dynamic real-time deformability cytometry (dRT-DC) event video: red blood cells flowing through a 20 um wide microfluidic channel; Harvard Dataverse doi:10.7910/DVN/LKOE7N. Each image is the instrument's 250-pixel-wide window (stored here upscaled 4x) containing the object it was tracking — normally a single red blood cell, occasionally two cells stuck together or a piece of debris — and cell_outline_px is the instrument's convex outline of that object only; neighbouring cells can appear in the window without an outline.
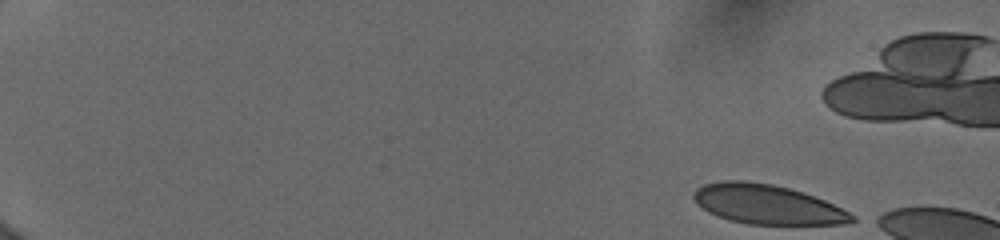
{"species": "human", "species_latin": "Homo sapiens", "temperature_condition": "cold", "stored_images_in_passage": 7, "camera_frame_rate_fps": 3000, "um_per_image_px": 0.085, "donor": {"sex": "female"}, "frame": {"image": 1, "passage_image": 1, "time_ms": 0.0, "image_size_px": [1000, 240], "cell_outline_px": [[856, 220], [844, 224], [748, 224], [716, 216], [708, 212], [692, 196], [692, 192], [696, 188], [704, 184], [720, 180], [744, 180], [772, 184], [788, 188], [824, 200], [856, 216]], "centroid_in_image_um": [65.18, 17.36], "position_along_channel_um": 19.8, "area_um2": 36.07}}